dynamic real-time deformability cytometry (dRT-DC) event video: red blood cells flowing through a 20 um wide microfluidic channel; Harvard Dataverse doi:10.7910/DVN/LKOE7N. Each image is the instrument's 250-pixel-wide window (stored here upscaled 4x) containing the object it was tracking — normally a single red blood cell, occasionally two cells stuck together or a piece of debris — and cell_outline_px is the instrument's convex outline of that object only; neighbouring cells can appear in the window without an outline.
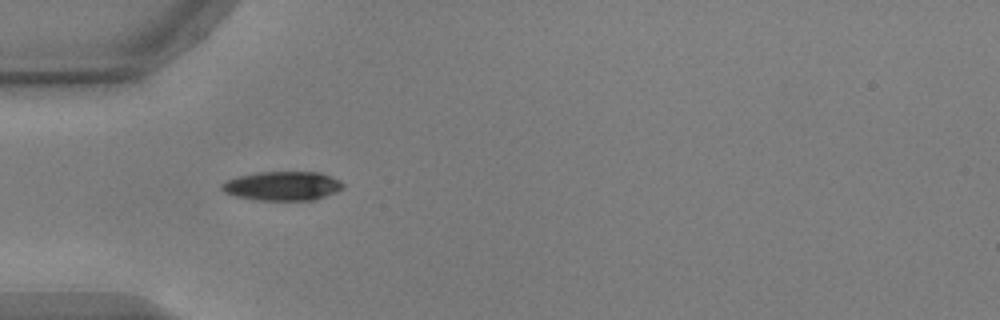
{"species": "common noctule bat (a hibernating species)", "species_latin": "Nyctalus noctula", "temperature_condition": "warm", "stored_images_in_passage": 38, "camera_frame_rate_fps": 3000, "um_per_image_px": 0.085, "animal": {"sex": "male", "body_mass_g": 17.9, "forearm_length_mm": 54.2}, "frame": {"image": 1, "passage_image": 1, "time_ms": 0.0, "image_size_px": [1000, 320], "cell_outline_px": [[344, 188], [336, 192], [316, 200], [256, 200], [236, 196], [224, 192], [220, 188], [220, 184], [228, 180], [240, 176], [260, 172], [320, 172], [340, 180], [344, 184]], "centroid_in_image_um": [24.04, 15.81], "position_along_channel_um": 61.0, "area_um2": 20.58}}
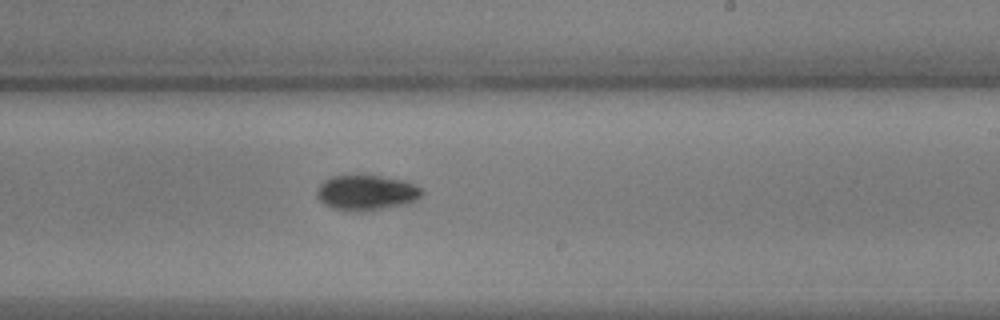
{"frame": {"image": 2, "passage_image": 17, "time_ms": 5.333, "image_size_px": [1000, 320], "cell_outline_px": [[424, 192], [416, 200], [404, 204], [364, 212], [348, 212], [332, 208], [324, 204], [316, 196], [316, 192], [320, 184], [324, 180], [332, 176], [380, 176], [408, 180], [420, 188]], "centroid_in_image_um": [31.13, 16.39], "position_along_channel_um": 257.9, "area_um2": 21.73}}
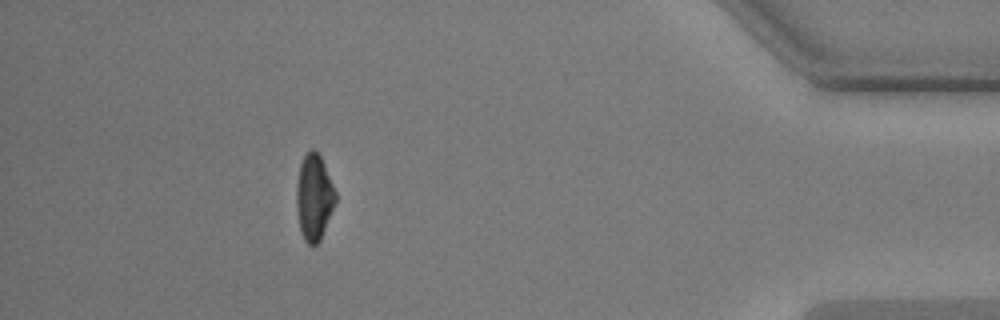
{"frame": {"image": 3, "passage_image": 33, "time_ms": 10.667, "image_size_px": [1000, 320], "cell_outline_px": [[336, 200], [320, 240], [312, 248], [304, 240], [300, 232], [296, 208], [296, 184], [300, 164], [304, 156], [312, 148], [320, 156], [324, 164], [336, 192]], "centroid_in_image_um": [26.67, 16.8], "position_along_channel_um": 408.5, "area_um2": 19.54}, "authors_computed_cell_mechanics": {"area_um2": 20.8658, "velocity_mm_per_s": 3.744, "shape_relaxation_time_tau1_ms": 2.1838, "shape_relaxation_time_tau2_ms": 8.3434, "deformation_change_tau1": 0.1127, "deformation_change_tau2": 0.109}}